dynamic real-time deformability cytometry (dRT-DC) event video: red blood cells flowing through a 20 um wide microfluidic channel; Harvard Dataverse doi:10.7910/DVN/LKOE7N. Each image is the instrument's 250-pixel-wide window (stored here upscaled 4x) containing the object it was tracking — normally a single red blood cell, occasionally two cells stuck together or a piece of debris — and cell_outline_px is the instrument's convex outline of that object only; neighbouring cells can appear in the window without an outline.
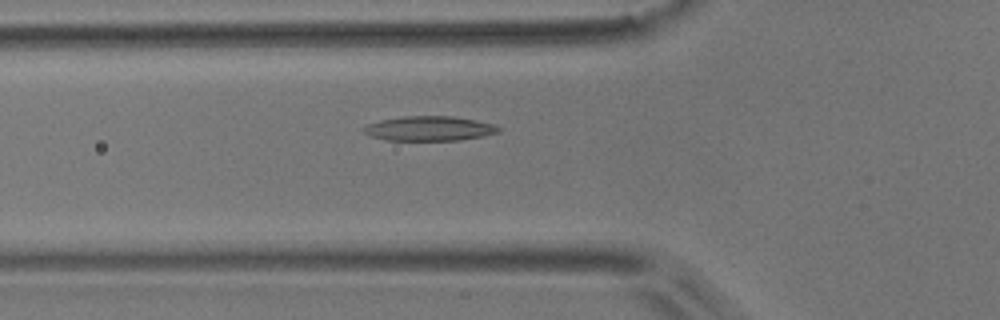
{"species": "common noctule bat (a hibernating species)", "species_latin": "Nyctalus noctula", "temperature_condition": "room temperature", "stored_images_in_passage": 41, "camera_frame_rate_fps": 3000, "um_per_image_px": 0.085, "animal": {"sex": "male", "body_mass_g": 17.9}, "frame": {"image": 1, "passage_image": 9, "time_ms": 2.667, "image_size_px": [1000, 320], "cell_outline_px": [[500, 132], [484, 136], [460, 140], [384, 140], [372, 136], [364, 132], [364, 128], [368, 124], [380, 120], [404, 116], [452, 116], [476, 120], [496, 124], [500, 128]], "centroid_in_image_um": [36.54, 10.92], "position_along_channel_um": 89.3, "area_um2": 19.36}}
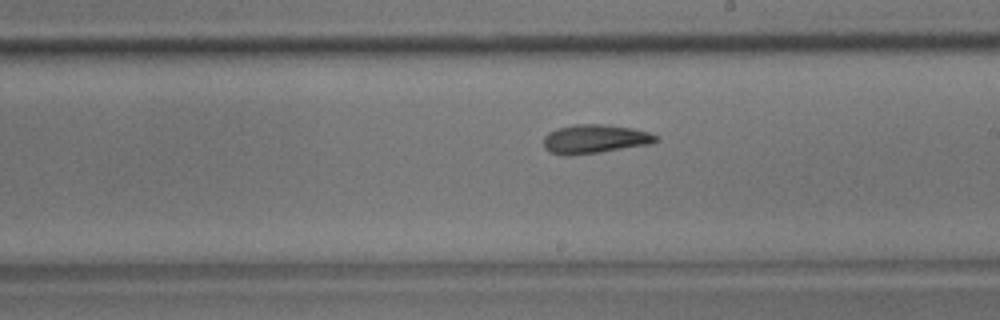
{"frame": {"image": 2, "passage_image": 21, "time_ms": 6.667, "image_size_px": [1000, 320], "cell_outline_px": [[660, 140], [652, 144], [600, 152], [572, 156], [564, 156], [548, 152], [544, 148], [544, 136], [548, 132], [556, 128], [572, 124], [604, 124], [632, 128], [648, 132], [656, 136]], "centroid_in_image_um": [50.52, 11.82], "position_along_channel_um": 238.5, "area_um2": 19.25}}
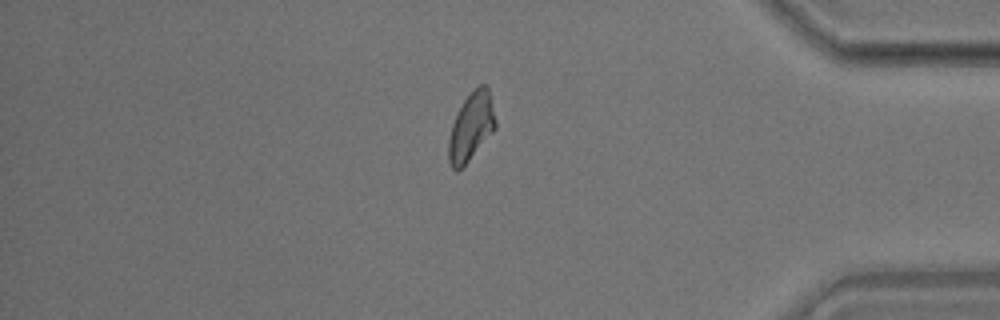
{"frame": {"image": 3, "passage_image": 36, "time_ms": 11.667, "image_size_px": [1000, 320], "cell_outline_px": [[496, 128], [468, 160], [456, 172], [452, 168], [448, 160], [448, 140], [452, 124], [456, 112], [464, 100], [480, 84], [484, 84], [488, 88], [496, 120]], "centroid_in_image_um": [40.03, 10.77], "position_along_channel_um": 395.2, "area_um2": 18.26}}